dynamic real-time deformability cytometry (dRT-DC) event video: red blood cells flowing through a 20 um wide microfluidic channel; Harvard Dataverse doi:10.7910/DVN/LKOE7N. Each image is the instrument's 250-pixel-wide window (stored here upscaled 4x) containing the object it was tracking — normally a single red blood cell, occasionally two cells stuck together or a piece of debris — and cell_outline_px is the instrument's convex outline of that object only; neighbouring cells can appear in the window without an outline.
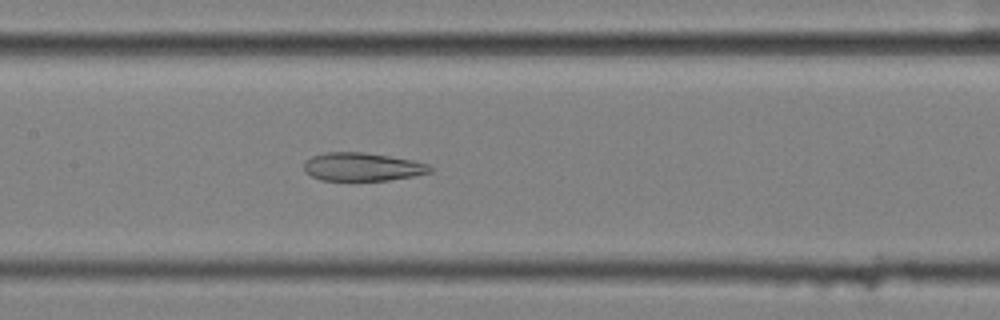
{"species": "common noctule bat (a hibernating species)", "species_latin": "Nyctalus noctula", "temperature_condition": "cold", "stored_images_in_passage": 57, "camera_frame_rate_fps": 3000, "um_per_image_px": 0.085, "animal": {"sex": "female", "body_mass_g": 25.1}, "frame": {"image": 1, "passage_image": 27, "time_ms": 8.667, "image_size_px": [1000, 320], "cell_outline_px": [[432, 172], [416, 176], [388, 180], [320, 180], [304, 172], [304, 160], [312, 156], [324, 152], [364, 152], [412, 160], [428, 164], [432, 168]], "centroid_in_image_um": [30.78, 14.18], "position_along_channel_um": 176.6, "area_um2": 20.87}}
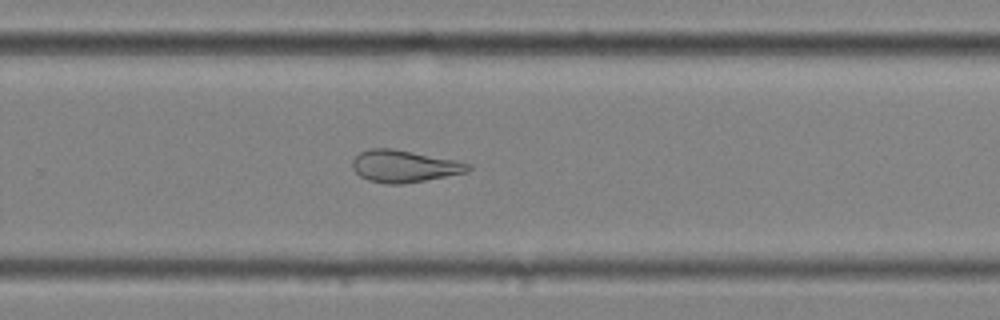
{"frame": {"image": 2, "passage_image": 37, "time_ms": 12.0, "image_size_px": [1000, 320], "cell_outline_px": [[472, 168], [468, 172], [424, 180], [400, 184], [384, 184], [368, 180], [360, 176], [352, 168], [352, 160], [360, 152], [368, 148], [392, 148], [456, 160], [472, 164]], "centroid_in_image_um": [34.35, 14.12], "position_along_channel_um": 295.5, "area_um2": 21.68}}
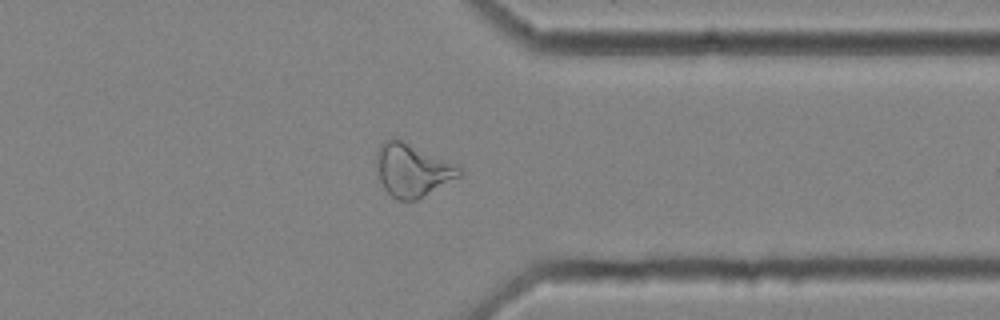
{"frame": {"image": 3, "passage_image": 44, "time_ms": 14.333, "image_size_px": [1000, 320], "cell_outline_px": [[464, 172], [460, 176], [416, 200], [396, 200], [384, 188], [380, 180], [376, 168], [376, 152], [380, 144], [388, 140], [400, 140], [460, 164], [464, 168]], "centroid_in_image_um": [35.09, 14.46], "position_along_channel_um": 376.3, "area_um2": 25.55}, "authors_computed_cell_mechanics": {"area_um2": 28.2064, "velocity_mm_per_s": 3.5736, "shape_relaxation_time_tau1_ms": null, "shape_relaxation_time_tau2_ms": 3.6427, "deformation_change_tau1": null, "deformation_change_tau2": 0.1248}}